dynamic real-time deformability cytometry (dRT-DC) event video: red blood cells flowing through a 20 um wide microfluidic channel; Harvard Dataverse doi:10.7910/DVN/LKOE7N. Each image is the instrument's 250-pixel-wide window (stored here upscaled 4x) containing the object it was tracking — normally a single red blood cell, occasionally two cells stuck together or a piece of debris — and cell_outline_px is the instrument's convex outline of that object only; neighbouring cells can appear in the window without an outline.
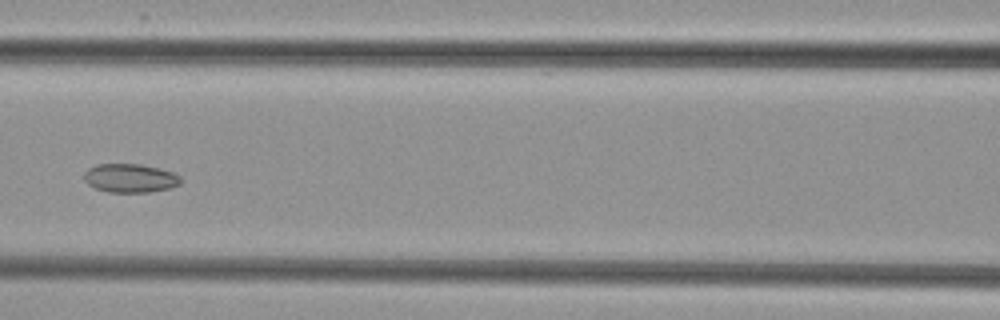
{"species": "common noctule bat (a hibernating species)", "species_latin": "Nyctalus noctula", "temperature_condition": "cold", "stored_images_in_passage": 5, "camera_frame_rate_fps": 3000, "um_per_image_px": 0.085, "animal": {"sex": "female", "body_mass_g": 29.2, "forearm_length_mm": 56.3}, "frame": {"image": 1, "passage_image": 5, "time_ms": 5.333, "image_size_px": [1000, 320], "cell_outline_px": [[180, 184], [168, 188], [148, 192], [108, 192], [96, 188], [88, 184], [84, 180], [84, 172], [88, 168], [96, 164], [140, 164], [160, 168], [172, 172], [180, 176]], "centroid_in_image_um": [11.04, 15.13], "position_along_channel_um": 155.6, "area_um2": 16.13}}